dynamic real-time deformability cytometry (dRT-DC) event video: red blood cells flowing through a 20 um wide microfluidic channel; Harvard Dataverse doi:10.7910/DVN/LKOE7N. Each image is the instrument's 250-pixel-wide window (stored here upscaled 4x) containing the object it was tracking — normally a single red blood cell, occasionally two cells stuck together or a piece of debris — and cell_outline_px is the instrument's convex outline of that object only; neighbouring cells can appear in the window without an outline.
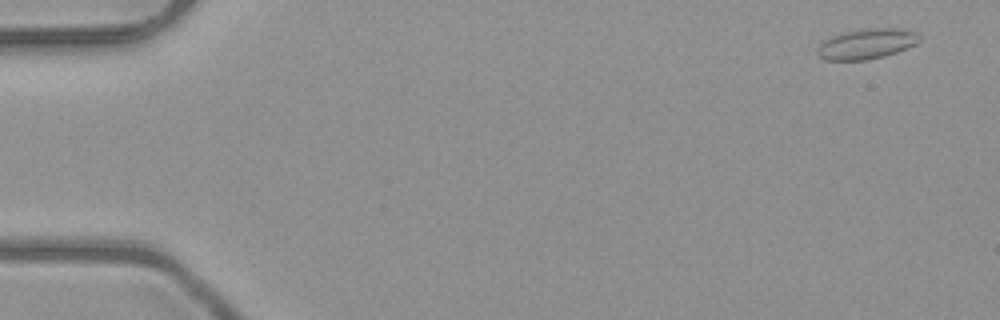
{"species": "common noctule bat (a hibernating species)", "species_latin": "Nyctalus noctula", "temperature_condition": "room temperature", "stored_images_in_passage": 48, "camera_frame_rate_fps": 3000, "um_per_image_px": 0.085, "animal": {"sex": "male", "body_mass_g": 23.1, "forearm_length_mm": 52.7}, "frame": {"image": 1, "passage_image": 3, "time_ms": 0.667, "image_size_px": [1000, 320], "cell_outline_px": [[924, 36], [916, 44], [896, 52], [884, 56], [868, 60], [824, 60], [816, 52], [816, 48], [824, 40], [832, 36], [844, 32], [868, 28], [904, 28], [916, 32]], "centroid_in_image_um": [73.7, 3.72], "position_along_channel_um": 11.3, "area_um2": 18.21}}
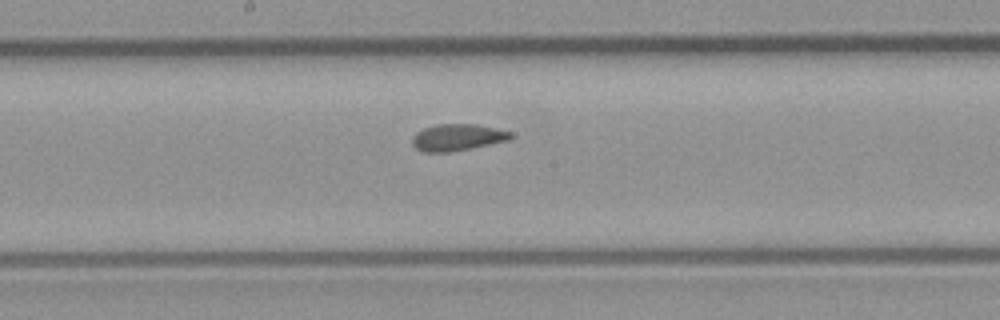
{"frame": {"image": 2, "passage_image": 28, "time_ms": 9.0, "image_size_px": [1000, 320], "cell_outline_px": [[512, 136], [508, 140], [448, 152], [424, 152], [416, 148], [412, 144], [412, 136], [416, 132], [424, 128], [436, 124], [476, 124], [496, 128], [512, 132]], "centroid_in_image_um": [38.84, 11.66], "position_along_channel_um": 209.4, "area_um2": 15.14}}
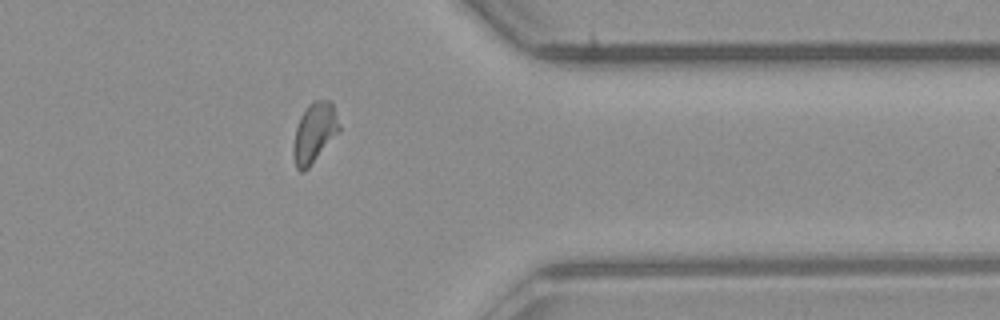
{"frame": {"image": 3, "passage_image": 42, "time_ms": 13.667, "image_size_px": [1000, 320], "cell_outline_px": [[340, 132], [308, 168], [304, 172], [300, 172], [296, 168], [292, 152], [292, 148], [296, 128], [300, 116], [308, 104], [312, 100], [332, 100], [340, 128]], "centroid_in_image_um": [26.72, 11.28], "position_along_channel_um": 384.7, "area_um2": 16.24}}